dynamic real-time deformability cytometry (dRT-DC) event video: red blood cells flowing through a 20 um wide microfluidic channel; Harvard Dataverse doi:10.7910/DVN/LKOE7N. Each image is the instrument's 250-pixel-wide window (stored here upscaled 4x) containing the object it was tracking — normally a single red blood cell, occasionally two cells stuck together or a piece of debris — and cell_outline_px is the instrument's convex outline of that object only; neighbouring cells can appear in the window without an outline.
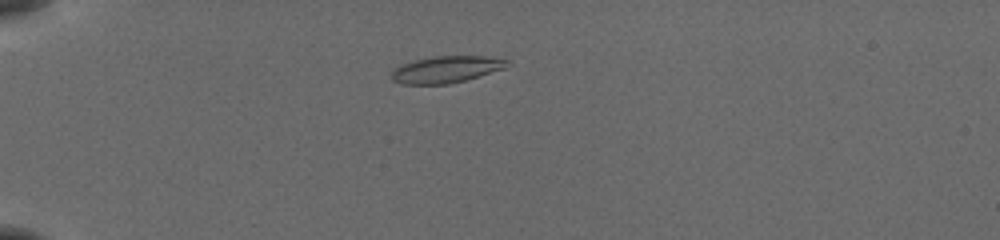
{"species": "common noctule bat (a hibernating species)", "species_latin": "Nyctalus noctula", "temperature_condition": "cold", "stored_images_in_passage": 44, "camera_frame_rate_fps": 3000, "um_per_image_px": 0.085, "animal": {"sex": "female", "body_mass_g": 19.5, "forearm_length_mm": 54.1}, "frame": {"image": 1, "passage_image": 5, "time_ms": 1.333, "image_size_px": [1000, 240], "cell_outline_px": [[512, 64], [504, 68], [464, 80], [448, 84], [400, 84], [392, 80], [392, 72], [396, 68], [404, 64], [416, 60], [436, 56], [484, 56], [508, 60]], "centroid_in_image_um": [37.94, 5.9], "position_along_channel_um": 47.1, "area_um2": 17.69}}
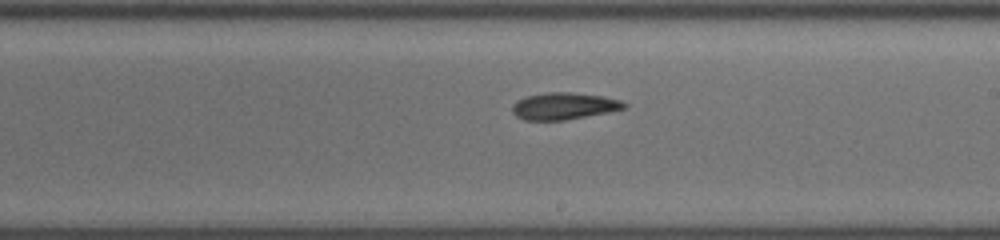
{"frame": {"image": 2, "passage_image": 23, "time_ms": 7.333, "image_size_px": [1000, 240], "cell_outline_px": [[628, 104], [624, 108], [608, 112], [564, 120], [524, 120], [516, 116], [512, 112], [512, 104], [516, 100], [524, 96], [548, 92], [572, 92], [604, 96], [620, 100]], "centroid_in_image_um": [47.89, 9.0], "position_along_channel_um": 241.1, "area_um2": 17.63}}
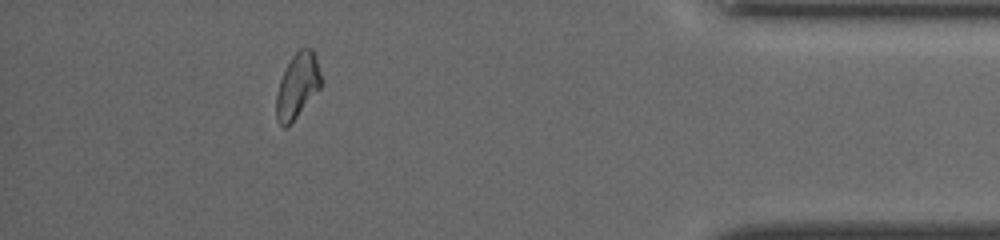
{"frame": {"image": 3, "passage_image": 39, "time_ms": 12.667, "image_size_px": [1000, 240], "cell_outline_px": [[320, 88], [296, 116], [284, 128], [276, 120], [276, 92], [280, 80], [292, 56], [300, 48], [312, 48], [316, 52], [320, 76]], "centroid_in_image_um": [25.27, 7.25], "position_along_channel_um": 409.9, "area_um2": 16.59}, "authors_computed_cell_mechanics": {"area_um2": 17.4845, "velocity_mm_per_s": 3.8738, "shape_relaxation_time_tau1_ms": 8.0243, "shape_relaxation_time_tau2_ms": null, "deformation_change_tau1": 0.2044, "deformation_change_tau2": null}}